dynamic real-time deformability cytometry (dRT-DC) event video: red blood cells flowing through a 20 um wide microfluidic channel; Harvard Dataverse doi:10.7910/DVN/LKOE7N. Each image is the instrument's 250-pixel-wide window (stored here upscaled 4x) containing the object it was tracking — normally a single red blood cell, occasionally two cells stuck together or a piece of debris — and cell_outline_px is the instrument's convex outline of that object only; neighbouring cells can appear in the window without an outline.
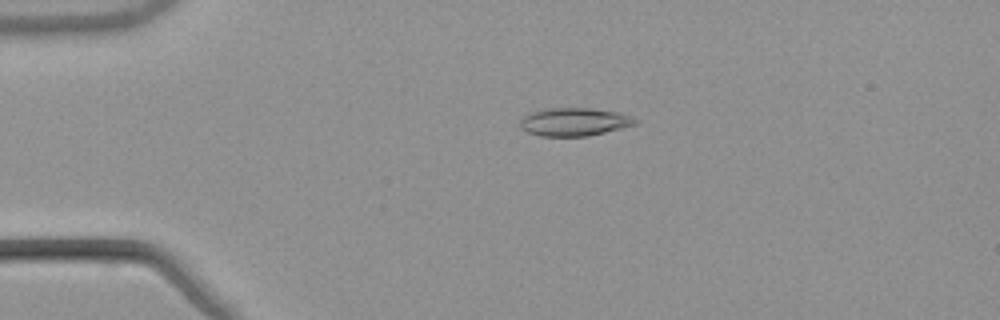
{"species": "common noctule bat (a hibernating species)", "species_latin": "Nyctalus noctula", "temperature_condition": "warm", "stored_images_in_passage": 54, "camera_frame_rate_fps": 3000, "um_per_image_px": 0.085, "animal": {"sex": "male", "body_mass_g": 21.5, "forearm_length_mm": 52.0}, "frame": {"image": 1, "passage_image": 13, "time_ms": 4.0, "image_size_px": [1000, 320], "cell_outline_px": [[636, 124], [588, 136], [540, 136], [528, 132], [520, 128], [520, 120], [528, 112], [548, 108], [592, 108], [620, 112], [636, 120]], "centroid_in_image_um": [48.75, 10.35], "position_along_channel_um": 36.2, "area_um2": 18.79}}
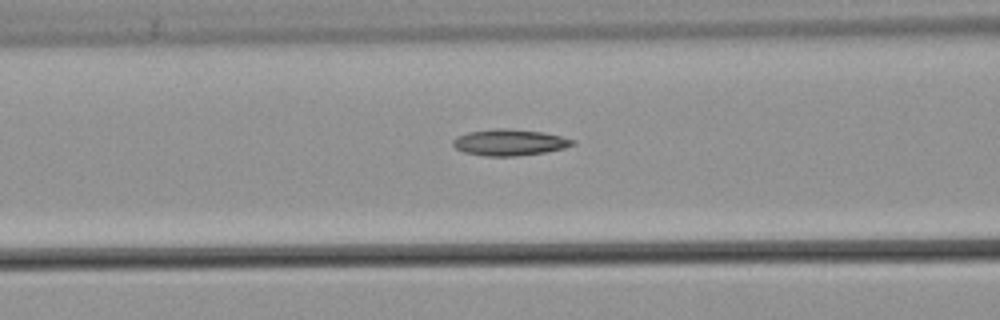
{"frame": {"image": 2, "passage_image": 23, "time_ms": 7.333, "image_size_px": [1000, 320], "cell_outline_px": [[576, 144], [564, 148], [544, 152], [516, 156], [484, 156], [464, 152], [456, 148], [452, 144], [452, 140], [456, 136], [468, 132], [496, 128], [508, 128], [544, 132], [576, 140]], "centroid_in_image_um": [43.3, 12.1], "position_along_channel_um": 123.3, "area_um2": 18.44}}
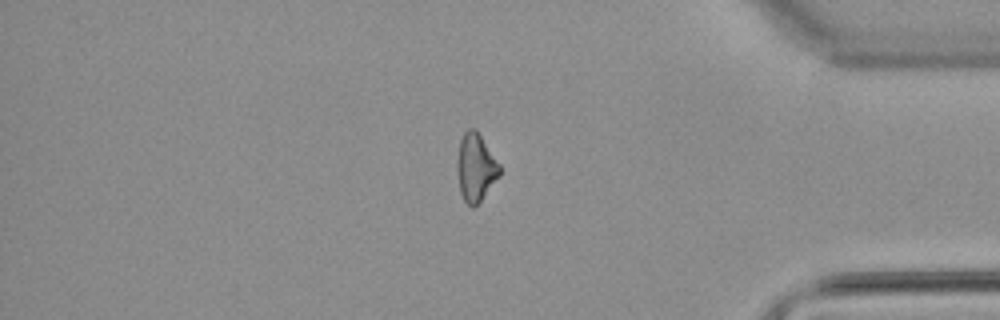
{"frame": {"image": 3, "passage_image": 46, "time_ms": 15.0, "image_size_px": [1000, 320], "cell_outline_px": [[500, 176], [480, 200], [472, 208], [464, 200], [460, 192], [456, 168], [456, 164], [460, 140], [464, 132], [468, 128], [476, 128], [500, 164]], "centroid_in_image_um": [40.42, 14.2], "position_along_channel_um": 394.8, "area_um2": 16.82}}